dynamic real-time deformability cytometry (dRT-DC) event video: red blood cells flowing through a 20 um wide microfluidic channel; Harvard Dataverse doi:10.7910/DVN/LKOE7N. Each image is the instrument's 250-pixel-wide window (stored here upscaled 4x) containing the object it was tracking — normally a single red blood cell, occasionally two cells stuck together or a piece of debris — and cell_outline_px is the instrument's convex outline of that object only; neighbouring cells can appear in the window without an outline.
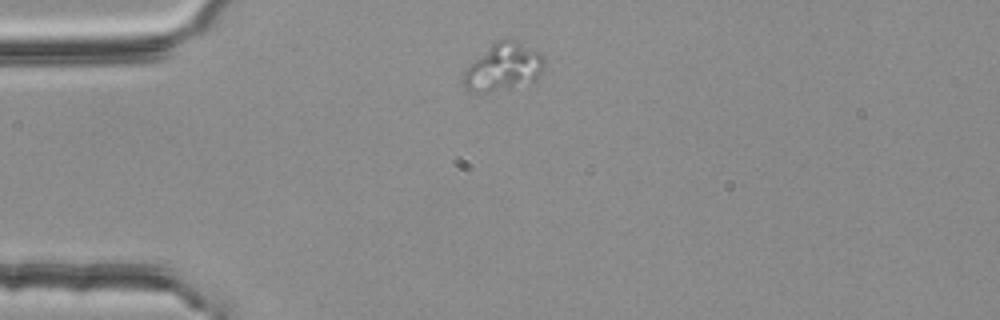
{"species": "common noctule bat (a hibernating species)", "species_latin": "Nyctalus noctula", "temperature_condition": "room temperature", "stored_images_in_passage": 1, "camera_frame_rate_fps": 3000, "um_per_image_px": 0.085, "animal": {"sex": "female", "body_mass_g": 25.1}, "frame": {"image": 1, "passage_image": 1, "time_ms": 0.0, "image_size_px": [1000, 320], "cell_outline_px": [[544, 68], [536, 80], [512, 88], [484, 92], [468, 92], [464, 88], [464, 72], [496, 40], [504, 36], [516, 40], [540, 52], [544, 56]], "centroid_in_image_um": [42.84, 5.69], "position_along_channel_um": 42.2, "area_um2": 22.31}}